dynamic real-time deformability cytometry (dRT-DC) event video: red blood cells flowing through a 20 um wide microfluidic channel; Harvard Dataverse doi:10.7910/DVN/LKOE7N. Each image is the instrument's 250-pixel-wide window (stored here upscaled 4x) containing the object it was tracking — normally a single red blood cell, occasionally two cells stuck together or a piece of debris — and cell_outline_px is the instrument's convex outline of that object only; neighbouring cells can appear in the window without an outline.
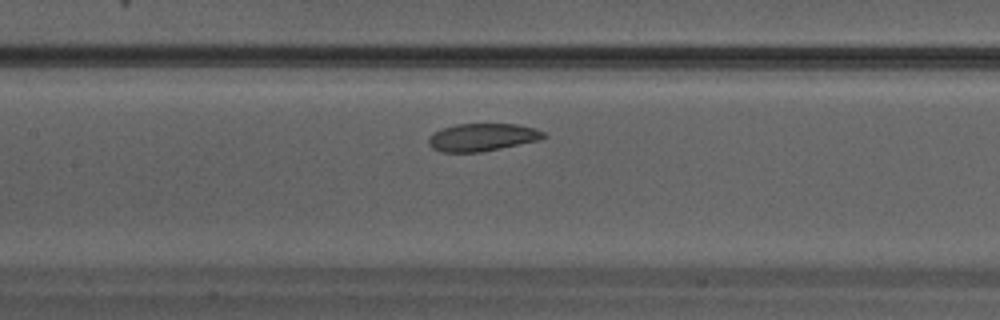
{"species": "Egyptian fruit bat (a non-hibernating species)", "species_latin": "Rousettus aegyptiacus", "temperature_condition": "warm", "stored_images_in_passage": 20, "camera_frame_rate_fps": 3000, "um_per_image_px": 0.085, "animal": {"sex": "male"}, "frame": {"image": 1, "passage_image": 8, "time_ms": 2.333, "image_size_px": [1000, 320], "cell_outline_px": [[548, 136], [540, 140], [480, 152], [444, 152], [432, 148], [428, 144], [428, 136], [432, 132], [456, 124], [516, 124], [536, 128], [544, 132]], "centroid_in_image_um": [40.99, 11.66], "position_along_channel_um": 166.4, "area_um2": 18.61}}
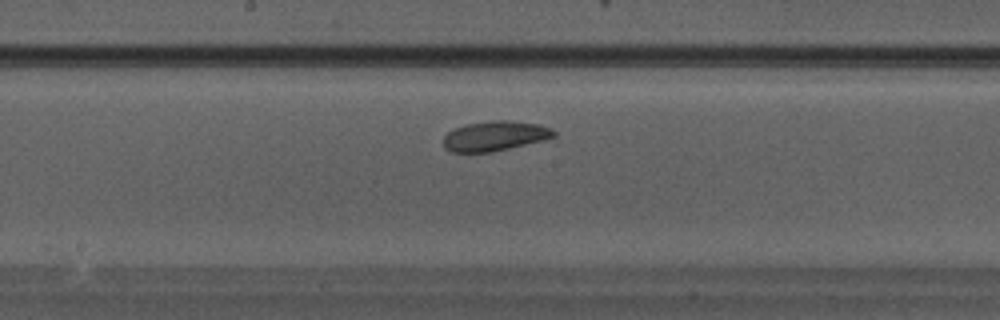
{"frame": {"image": 2, "passage_image": 10, "time_ms": 3.0, "image_size_px": [1000, 320], "cell_outline_px": [[556, 136], [544, 140], [492, 152], [452, 152], [444, 148], [444, 136], [448, 132], [464, 124], [492, 120], [508, 120], [540, 124], [552, 128], [556, 132]], "centroid_in_image_um": [42.09, 11.55], "position_along_channel_um": 206.1, "area_um2": 19.31}}
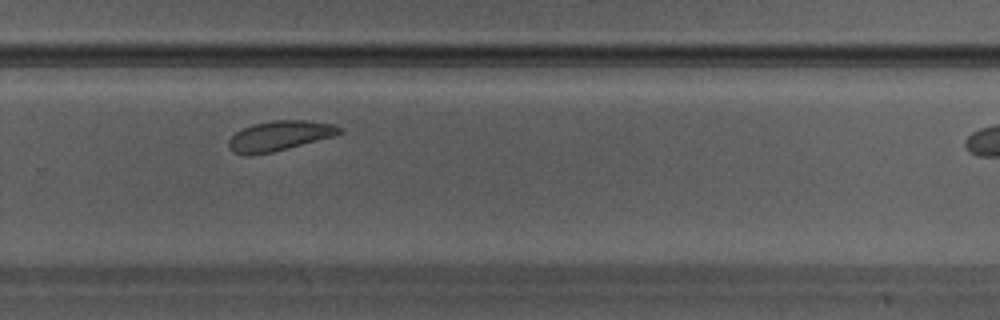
{"frame": {"image": 3, "passage_image": 15, "time_ms": 4.667, "image_size_px": [1000, 320], "cell_outline_px": [[344, 132], [332, 136], [288, 148], [272, 152], [252, 156], [248, 156], [232, 152], [228, 144], [228, 140], [236, 132], [252, 124], [272, 120], [304, 120], [332, 124], [344, 128]], "centroid_in_image_um": [23.74, 11.55], "position_along_channel_um": 306.1, "area_um2": 19.31}}